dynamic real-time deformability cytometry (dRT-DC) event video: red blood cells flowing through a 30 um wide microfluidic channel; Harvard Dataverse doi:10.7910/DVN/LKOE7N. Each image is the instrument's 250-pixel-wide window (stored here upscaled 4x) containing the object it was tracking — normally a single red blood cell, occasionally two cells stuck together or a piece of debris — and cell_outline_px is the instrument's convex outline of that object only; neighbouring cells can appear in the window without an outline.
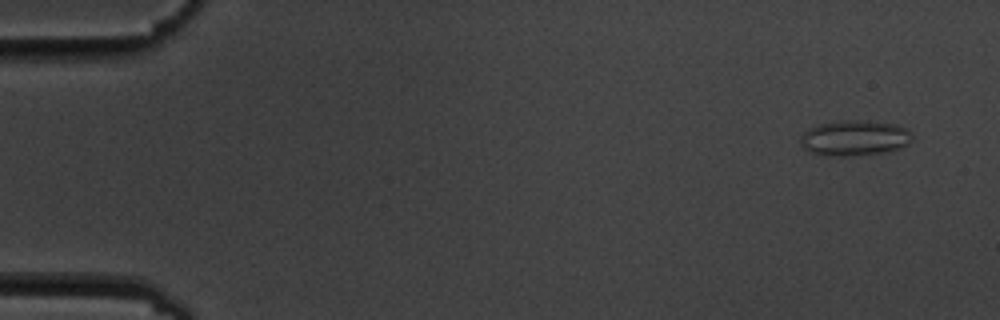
{"species": "common noctule bat (a hibernating species)", "species_latin": "Nyctalus noctula", "temperature_condition": "cold", "stored_images_in_passage": 4, "camera_frame_rate_fps": 3000, "um_per_image_px": 0.085, "animal": {"sex": "male", "body_mass_g": 19.5, "forearm_length_mm": 54.6}, "frame": {"image": 1, "passage_image": 1, "time_ms": 0.0, "image_size_px": [1000, 320], "cell_outline_px": [[912, 140], [908, 144], [900, 148], [884, 152], [844, 156], [828, 156], [812, 152], [804, 148], [800, 144], [800, 136], [804, 132], [820, 124], [844, 120], [860, 120], [896, 124], [908, 128], [912, 136]], "centroid_in_image_um": [72.66, 11.73], "position_along_channel_um": 12.3, "area_um2": 22.95}}
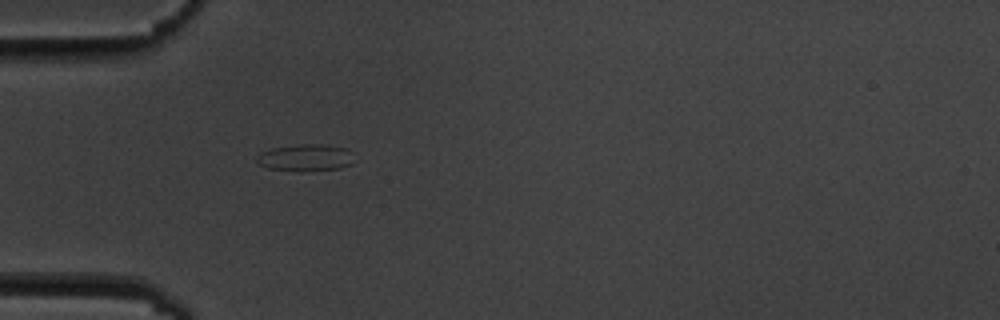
{"frame": {"image": 2, "passage_image": 4, "time_ms": 4.667, "image_size_px": [1000, 320], "cell_outline_px": [[352, 164], [340, 168], [304, 172], [300, 172], [268, 168], [260, 164], [256, 160], [256, 156], [260, 152], [272, 148], [300, 144], [324, 144], [348, 148]], "centroid_in_image_um": [25.94, 13.41], "position_along_channel_um": 59.1, "area_um2": 15.37}}